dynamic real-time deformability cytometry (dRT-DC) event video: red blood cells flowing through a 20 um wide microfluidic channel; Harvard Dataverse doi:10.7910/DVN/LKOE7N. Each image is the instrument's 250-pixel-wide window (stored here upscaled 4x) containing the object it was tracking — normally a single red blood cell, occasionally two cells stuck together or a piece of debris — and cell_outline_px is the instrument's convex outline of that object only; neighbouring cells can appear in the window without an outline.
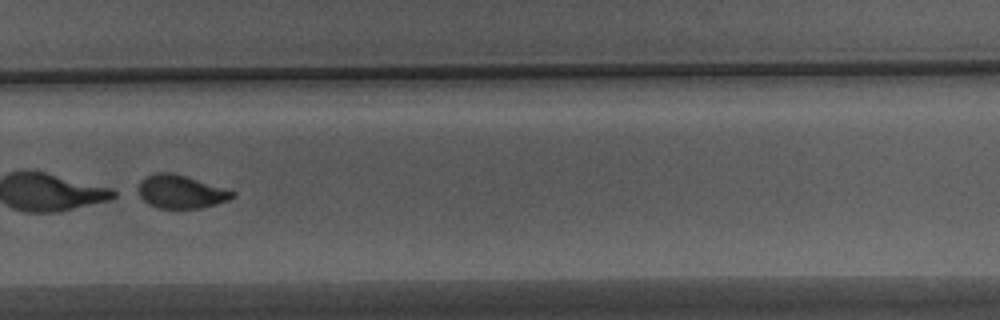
{"species": "Egyptian fruit bat (a non-hibernating species)", "species_latin": "Rousettus aegyptiacus", "temperature_condition": "warm", "stored_images_in_passage": 52, "camera_frame_rate_fps": 3000, "um_per_image_px": 0.085, "animal": {"sex": "male"}, "frame": {"image": 1, "passage_image": 35, "time_ms": 11.333, "image_size_px": [1000, 320], "cell_outline_px": [[236, 196], [228, 200], [200, 208], [160, 208], [148, 204], [140, 196], [136, 188], [140, 180], [144, 176], [156, 172], [172, 172], [236, 192]], "centroid_in_image_um": [15.31, 16.28], "position_along_channel_um": 314.5, "area_um2": 18.21}}